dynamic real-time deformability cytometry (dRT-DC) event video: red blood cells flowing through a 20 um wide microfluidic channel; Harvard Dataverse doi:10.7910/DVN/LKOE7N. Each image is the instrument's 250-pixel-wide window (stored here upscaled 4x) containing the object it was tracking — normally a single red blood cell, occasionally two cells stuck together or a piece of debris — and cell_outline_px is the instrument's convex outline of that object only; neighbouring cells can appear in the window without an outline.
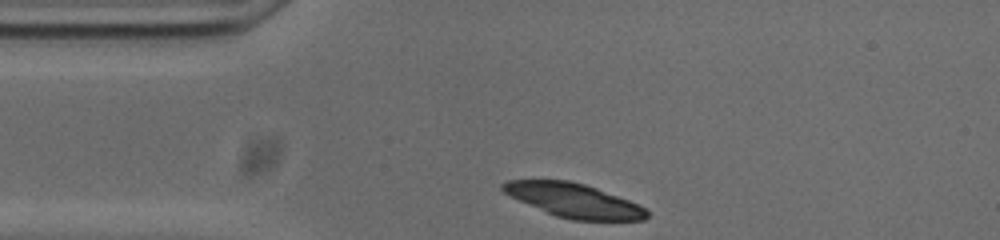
{"species": "common noctule bat (a hibernating species)", "species_latin": "Nyctalus noctula", "temperature_condition": "cold", "stored_images_in_passage": 33, "camera_frame_rate_fps": 3000, "um_per_image_px": 0.085, "animal": {"sex": "male", "body_mass_g": 20.0, "forearm_length_mm": 53.3}, "frame": {"image": 1, "passage_image": 1, "time_ms": 0.0, "image_size_px": [1000, 240], "cell_outline_px": [[648, 216], [644, 220], [572, 220], [556, 216], [520, 200], [504, 192], [500, 188], [500, 184], [508, 180], [568, 180], [584, 184], [596, 188], [628, 200], [644, 208], [648, 212]], "centroid_in_image_um": [48.76, 17.03], "position_along_channel_um": 36.2, "area_um2": 27.98}}